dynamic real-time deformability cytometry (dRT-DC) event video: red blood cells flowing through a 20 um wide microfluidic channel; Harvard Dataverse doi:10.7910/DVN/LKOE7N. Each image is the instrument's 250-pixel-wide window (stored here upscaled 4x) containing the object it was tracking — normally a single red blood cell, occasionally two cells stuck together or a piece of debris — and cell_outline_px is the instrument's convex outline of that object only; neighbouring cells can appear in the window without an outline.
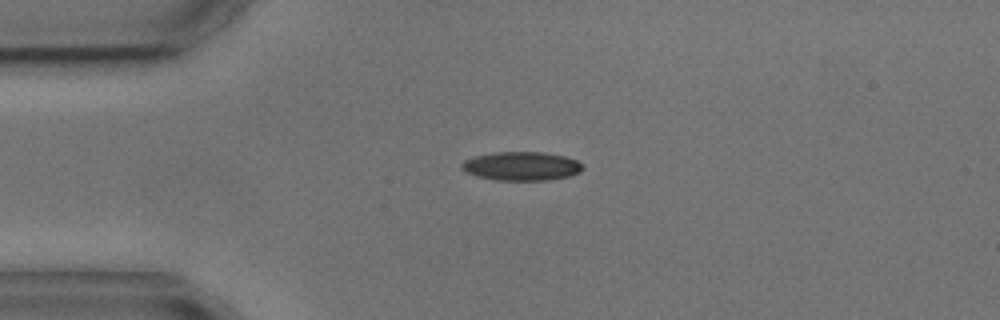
{"species": "common noctule bat (a hibernating species)", "species_latin": "Nyctalus noctula", "temperature_condition": "cold", "stored_images_in_passage": 3, "camera_frame_rate_fps": 3000, "um_per_image_px": 0.085, "animal": {"sex": "male", "body_mass_g": 17.9, "forearm_length_mm": 54.2}, "frame": {"image": 1, "passage_image": 1, "time_ms": 0.0, "image_size_px": [1000, 320], "cell_outline_px": [[584, 168], [580, 172], [568, 176], [548, 180], [496, 180], [476, 176], [464, 172], [460, 168], [460, 164], [464, 160], [476, 156], [496, 152], [544, 152], [564, 156], [576, 160], [584, 164]], "centroid_in_image_um": [44.32, 14.12], "position_along_channel_um": 40.7, "area_um2": 20.4}}